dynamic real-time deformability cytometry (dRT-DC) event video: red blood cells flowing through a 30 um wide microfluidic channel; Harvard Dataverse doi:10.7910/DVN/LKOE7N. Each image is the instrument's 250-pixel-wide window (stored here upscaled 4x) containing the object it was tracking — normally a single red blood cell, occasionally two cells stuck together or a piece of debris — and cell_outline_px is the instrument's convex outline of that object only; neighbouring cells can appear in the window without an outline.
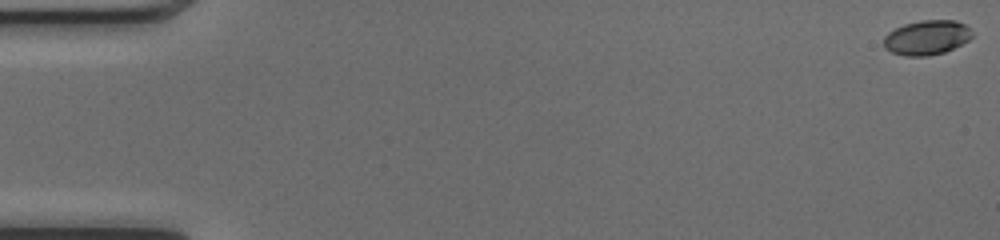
{"species": "common noctule bat (a hibernating species)", "species_latin": "Nyctalus noctula", "temperature_condition": "cold", "stored_images_in_passage": 51, "camera_frame_rate_fps": 3000, "um_per_image_px": 0.085, "animal": {"sex": "female", "body_mass_g": 17.0, "forearm_length_mm": 48.0}, "frame": {"image": 1, "passage_image": 1, "time_ms": 0.0, "image_size_px": [1000, 240], "cell_outline_px": [[972, 36], [968, 40], [944, 52], [928, 56], [904, 56], [892, 52], [884, 48], [884, 36], [888, 32], [904, 24], [920, 20], [956, 20], [964, 24], [972, 32]], "centroid_in_image_um": [78.75, 3.19], "position_along_channel_um": 6.3, "area_um2": 17.74}}
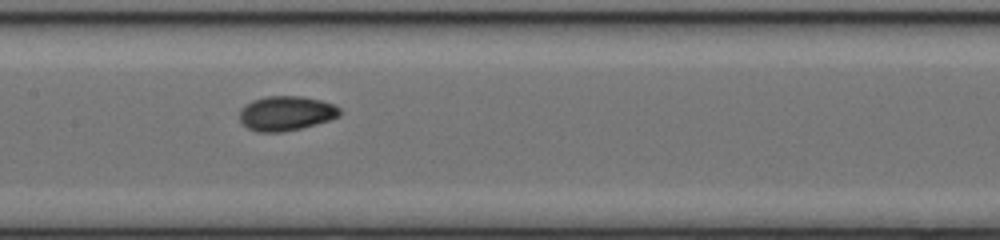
{"frame": {"image": 2, "passage_image": 26, "time_ms": 8.333, "image_size_px": [1000, 240], "cell_outline_px": [[340, 116], [316, 124], [284, 132], [256, 132], [248, 128], [240, 120], [240, 108], [252, 100], [268, 96], [300, 96], [320, 100], [332, 104], [340, 108]], "centroid_in_image_um": [24.3, 9.63], "position_along_channel_um": 183.1, "area_um2": 20.11}}
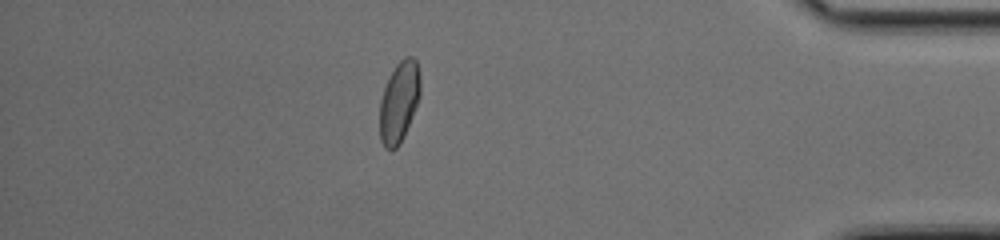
{"frame": {"image": 3, "passage_image": 45, "time_ms": 14.667, "image_size_px": [1000, 240], "cell_outline_px": [[420, 96], [404, 136], [400, 144], [392, 152], [384, 148], [380, 140], [380, 100], [384, 88], [396, 64], [404, 56], [412, 56], [416, 60], [420, 76]], "centroid_in_image_um": [33.92, 8.69], "position_along_channel_um": 401.3, "area_um2": 19.19}, "authors_computed_cell_mechanics": {"area_um2": 19.1896, "velocity_mm_per_s": 4.1143, "shape_relaxation_time_tau1_ms": 2.7042, "shape_relaxation_time_tau2_ms": 2.1232, "deformation_change_tau1": 0.1169, "deformation_change_tau2": 0.0448}}